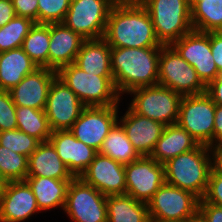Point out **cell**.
I'll return each mask as SVG.
<instances>
[{
	"instance_id": "1",
	"label": "cell",
	"mask_w": 222,
	"mask_h": 222,
	"mask_svg": "<svg viewBox=\"0 0 222 222\" xmlns=\"http://www.w3.org/2000/svg\"><path fill=\"white\" fill-rule=\"evenodd\" d=\"M104 39L110 47H162L153 23L141 4L113 5L108 16Z\"/></svg>"
},
{
	"instance_id": "2",
	"label": "cell",
	"mask_w": 222,
	"mask_h": 222,
	"mask_svg": "<svg viewBox=\"0 0 222 222\" xmlns=\"http://www.w3.org/2000/svg\"><path fill=\"white\" fill-rule=\"evenodd\" d=\"M161 47H111V70L118 93L158 85Z\"/></svg>"
},
{
	"instance_id": "3",
	"label": "cell",
	"mask_w": 222,
	"mask_h": 222,
	"mask_svg": "<svg viewBox=\"0 0 222 222\" xmlns=\"http://www.w3.org/2000/svg\"><path fill=\"white\" fill-rule=\"evenodd\" d=\"M164 168L166 183L190 191L202 199L213 169L211 147L199 144L195 149L169 159L164 163Z\"/></svg>"
},
{
	"instance_id": "4",
	"label": "cell",
	"mask_w": 222,
	"mask_h": 222,
	"mask_svg": "<svg viewBox=\"0 0 222 222\" xmlns=\"http://www.w3.org/2000/svg\"><path fill=\"white\" fill-rule=\"evenodd\" d=\"M57 77L86 107L118 105L122 99L115 87L113 77L87 73L75 63L61 67L57 71Z\"/></svg>"
},
{
	"instance_id": "5",
	"label": "cell",
	"mask_w": 222,
	"mask_h": 222,
	"mask_svg": "<svg viewBox=\"0 0 222 222\" xmlns=\"http://www.w3.org/2000/svg\"><path fill=\"white\" fill-rule=\"evenodd\" d=\"M153 23L156 38L171 45L193 30L188 0H141Z\"/></svg>"
},
{
	"instance_id": "6",
	"label": "cell",
	"mask_w": 222,
	"mask_h": 222,
	"mask_svg": "<svg viewBox=\"0 0 222 222\" xmlns=\"http://www.w3.org/2000/svg\"><path fill=\"white\" fill-rule=\"evenodd\" d=\"M127 94L133 95L129 107L135 113L165 126L177 122L182 96L172 89L155 85L136 88Z\"/></svg>"
},
{
	"instance_id": "7",
	"label": "cell",
	"mask_w": 222,
	"mask_h": 222,
	"mask_svg": "<svg viewBox=\"0 0 222 222\" xmlns=\"http://www.w3.org/2000/svg\"><path fill=\"white\" fill-rule=\"evenodd\" d=\"M158 85L168 87L181 96L206 92V85L191 66L171 45L161 47Z\"/></svg>"
},
{
	"instance_id": "8",
	"label": "cell",
	"mask_w": 222,
	"mask_h": 222,
	"mask_svg": "<svg viewBox=\"0 0 222 222\" xmlns=\"http://www.w3.org/2000/svg\"><path fill=\"white\" fill-rule=\"evenodd\" d=\"M216 104L206 93L182 96L177 124L202 145L213 147Z\"/></svg>"
},
{
	"instance_id": "9",
	"label": "cell",
	"mask_w": 222,
	"mask_h": 222,
	"mask_svg": "<svg viewBox=\"0 0 222 222\" xmlns=\"http://www.w3.org/2000/svg\"><path fill=\"white\" fill-rule=\"evenodd\" d=\"M112 6L109 0H71L62 23L85 40L104 38Z\"/></svg>"
},
{
	"instance_id": "10",
	"label": "cell",
	"mask_w": 222,
	"mask_h": 222,
	"mask_svg": "<svg viewBox=\"0 0 222 222\" xmlns=\"http://www.w3.org/2000/svg\"><path fill=\"white\" fill-rule=\"evenodd\" d=\"M200 198L164 183L147 203L150 221L189 219L199 211Z\"/></svg>"
},
{
	"instance_id": "11",
	"label": "cell",
	"mask_w": 222,
	"mask_h": 222,
	"mask_svg": "<svg viewBox=\"0 0 222 222\" xmlns=\"http://www.w3.org/2000/svg\"><path fill=\"white\" fill-rule=\"evenodd\" d=\"M107 196L75 177L68 186L64 212L73 222H107Z\"/></svg>"
},
{
	"instance_id": "12",
	"label": "cell",
	"mask_w": 222,
	"mask_h": 222,
	"mask_svg": "<svg viewBox=\"0 0 222 222\" xmlns=\"http://www.w3.org/2000/svg\"><path fill=\"white\" fill-rule=\"evenodd\" d=\"M118 105L85 107L69 129L74 137L97 152L113 126L118 122Z\"/></svg>"
},
{
	"instance_id": "13",
	"label": "cell",
	"mask_w": 222,
	"mask_h": 222,
	"mask_svg": "<svg viewBox=\"0 0 222 222\" xmlns=\"http://www.w3.org/2000/svg\"><path fill=\"white\" fill-rule=\"evenodd\" d=\"M125 177L126 194L143 203H148L166 182L164 164L150 156H141L125 165Z\"/></svg>"
},
{
	"instance_id": "14",
	"label": "cell",
	"mask_w": 222,
	"mask_h": 222,
	"mask_svg": "<svg viewBox=\"0 0 222 222\" xmlns=\"http://www.w3.org/2000/svg\"><path fill=\"white\" fill-rule=\"evenodd\" d=\"M171 46L194 67L206 86L220 75L211 53L210 32L192 30Z\"/></svg>"
},
{
	"instance_id": "15",
	"label": "cell",
	"mask_w": 222,
	"mask_h": 222,
	"mask_svg": "<svg viewBox=\"0 0 222 222\" xmlns=\"http://www.w3.org/2000/svg\"><path fill=\"white\" fill-rule=\"evenodd\" d=\"M85 107L76 94L56 76L50 85L44 110L51 130H69Z\"/></svg>"
},
{
	"instance_id": "16",
	"label": "cell",
	"mask_w": 222,
	"mask_h": 222,
	"mask_svg": "<svg viewBox=\"0 0 222 222\" xmlns=\"http://www.w3.org/2000/svg\"><path fill=\"white\" fill-rule=\"evenodd\" d=\"M80 178L103 195L126 194L125 165L99 153Z\"/></svg>"
},
{
	"instance_id": "17",
	"label": "cell",
	"mask_w": 222,
	"mask_h": 222,
	"mask_svg": "<svg viewBox=\"0 0 222 222\" xmlns=\"http://www.w3.org/2000/svg\"><path fill=\"white\" fill-rule=\"evenodd\" d=\"M57 72L46 67H38L27 74L9 92L15 106L45 110L48 91Z\"/></svg>"
},
{
	"instance_id": "18",
	"label": "cell",
	"mask_w": 222,
	"mask_h": 222,
	"mask_svg": "<svg viewBox=\"0 0 222 222\" xmlns=\"http://www.w3.org/2000/svg\"><path fill=\"white\" fill-rule=\"evenodd\" d=\"M127 138L141 156H150L165 125L135 113L130 107L118 118Z\"/></svg>"
},
{
	"instance_id": "19",
	"label": "cell",
	"mask_w": 222,
	"mask_h": 222,
	"mask_svg": "<svg viewBox=\"0 0 222 222\" xmlns=\"http://www.w3.org/2000/svg\"><path fill=\"white\" fill-rule=\"evenodd\" d=\"M48 141L74 177H80L98 153L92 147L78 141L70 130L52 131Z\"/></svg>"
},
{
	"instance_id": "20",
	"label": "cell",
	"mask_w": 222,
	"mask_h": 222,
	"mask_svg": "<svg viewBox=\"0 0 222 222\" xmlns=\"http://www.w3.org/2000/svg\"><path fill=\"white\" fill-rule=\"evenodd\" d=\"M40 212L26 181H9L0 203V222H24Z\"/></svg>"
},
{
	"instance_id": "21",
	"label": "cell",
	"mask_w": 222,
	"mask_h": 222,
	"mask_svg": "<svg viewBox=\"0 0 222 222\" xmlns=\"http://www.w3.org/2000/svg\"><path fill=\"white\" fill-rule=\"evenodd\" d=\"M84 40L63 23H50L48 68L57 72L61 67L75 63Z\"/></svg>"
},
{
	"instance_id": "22",
	"label": "cell",
	"mask_w": 222,
	"mask_h": 222,
	"mask_svg": "<svg viewBox=\"0 0 222 222\" xmlns=\"http://www.w3.org/2000/svg\"><path fill=\"white\" fill-rule=\"evenodd\" d=\"M27 177H48L61 180L75 178L49 141L41 142L28 157Z\"/></svg>"
},
{
	"instance_id": "23",
	"label": "cell",
	"mask_w": 222,
	"mask_h": 222,
	"mask_svg": "<svg viewBox=\"0 0 222 222\" xmlns=\"http://www.w3.org/2000/svg\"><path fill=\"white\" fill-rule=\"evenodd\" d=\"M198 145L188 131L175 123L165 126L150 157L164 164L171 158L195 149Z\"/></svg>"
},
{
	"instance_id": "24",
	"label": "cell",
	"mask_w": 222,
	"mask_h": 222,
	"mask_svg": "<svg viewBox=\"0 0 222 222\" xmlns=\"http://www.w3.org/2000/svg\"><path fill=\"white\" fill-rule=\"evenodd\" d=\"M111 47L104 38L84 40L75 64L87 73L113 77L111 70Z\"/></svg>"
},
{
	"instance_id": "25",
	"label": "cell",
	"mask_w": 222,
	"mask_h": 222,
	"mask_svg": "<svg viewBox=\"0 0 222 222\" xmlns=\"http://www.w3.org/2000/svg\"><path fill=\"white\" fill-rule=\"evenodd\" d=\"M38 66L19 47L0 53V90L10 91Z\"/></svg>"
},
{
	"instance_id": "26",
	"label": "cell",
	"mask_w": 222,
	"mask_h": 222,
	"mask_svg": "<svg viewBox=\"0 0 222 222\" xmlns=\"http://www.w3.org/2000/svg\"><path fill=\"white\" fill-rule=\"evenodd\" d=\"M41 211L61 208L64 210L69 183L72 180L53 179L48 177H26Z\"/></svg>"
},
{
	"instance_id": "27",
	"label": "cell",
	"mask_w": 222,
	"mask_h": 222,
	"mask_svg": "<svg viewBox=\"0 0 222 222\" xmlns=\"http://www.w3.org/2000/svg\"><path fill=\"white\" fill-rule=\"evenodd\" d=\"M107 222H150L147 203L128 194L108 195Z\"/></svg>"
},
{
	"instance_id": "28",
	"label": "cell",
	"mask_w": 222,
	"mask_h": 222,
	"mask_svg": "<svg viewBox=\"0 0 222 222\" xmlns=\"http://www.w3.org/2000/svg\"><path fill=\"white\" fill-rule=\"evenodd\" d=\"M98 153L110 157L123 165H127L141 157L127 138V135L119 122H117L110 130Z\"/></svg>"
},
{
	"instance_id": "29",
	"label": "cell",
	"mask_w": 222,
	"mask_h": 222,
	"mask_svg": "<svg viewBox=\"0 0 222 222\" xmlns=\"http://www.w3.org/2000/svg\"><path fill=\"white\" fill-rule=\"evenodd\" d=\"M17 129L40 142H47L52 130L44 110L16 106Z\"/></svg>"
},
{
	"instance_id": "30",
	"label": "cell",
	"mask_w": 222,
	"mask_h": 222,
	"mask_svg": "<svg viewBox=\"0 0 222 222\" xmlns=\"http://www.w3.org/2000/svg\"><path fill=\"white\" fill-rule=\"evenodd\" d=\"M193 30L222 31V0H202L191 8Z\"/></svg>"
},
{
	"instance_id": "31",
	"label": "cell",
	"mask_w": 222,
	"mask_h": 222,
	"mask_svg": "<svg viewBox=\"0 0 222 222\" xmlns=\"http://www.w3.org/2000/svg\"><path fill=\"white\" fill-rule=\"evenodd\" d=\"M50 24H34L21 48L38 67L48 68Z\"/></svg>"
},
{
	"instance_id": "32",
	"label": "cell",
	"mask_w": 222,
	"mask_h": 222,
	"mask_svg": "<svg viewBox=\"0 0 222 222\" xmlns=\"http://www.w3.org/2000/svg\"><path fill=\"white\" fill-rule=\"evenodd\" d=\"M35 22L31 19L15 16L5 26L0 28V53L22 46L25 37Z\"/></svg>"
},
{
	"instance_id": "33",
	"label": "cell",
	"mask_w": 222,
	"mask_h": 222,
	"mask_svg": "<svg viewBox=\"0 0 222 222\" xmlns=\"http://www.w3.org/2000/svg\"><path fill=\"white\" fill-rule=\"evenodd\" d=\"M28 157L0 145V175L8 181H25Z\"/></svg>"
},
{
	"instance_id": "34",
	"label": "cell",
	"mask_w": 222,
	"mask_h": 222,
	"mask_svg": "<svg viewBox=\"0 0 222 222\" xmlns=\"http://www.w3.org/2000/svg\"><path fill=\"white\" fill-rule=\"evenodd\" d=\"M41 142L19 129L0 132V145L13 152L29 157Z\"/></svg>"
},
{
	"instance_id": "35",
	"label": "cell",
	"mask_w": 222,
	"mask_h": 222,
	"mask_svg": "<svg viewBox=\"0 0 222 222\" xmlns=\"http://www.w3.org/2000/svg\"><path fill=\"white\" fill-rule=\"evenodd\" d=\"M71 0H38V24L62 23Z\"/></svg>"
},
{
	"instance_id": "36",
	"label": "cell",
	"mask_w": 222,
	"mask_h": 222,
	"mask_svg": "<svg viewBox=\"0 0 222 222\" xmlns=\"http://www.w3.org/2000/svg\"><path fill=\"white\" fill-rule=\"evenodd\" d=\"M17 129L16 106L9 91L0 90V132Z\"/></svg>"
},
{
	"instance_id": "37",
	"label": "cell",
	"mask_w": 222,
	"mask_h": 222,
	"mask_svg": "<svg viewBox=\"0 0 222 222\" xmlns=\"http://www.w3.org/2000/svg\"><path fill=\"white\" fill-rule=\"evenodd\" d=\"M199 203H211L222 207V175L211 170L206 193Z\"/></svg>"
},
{
	"instance_id": "38",
	"label": "cell",
	"mask_w": 222,
	"mask_h": 222,
	"mask_svg": "<svg viewBox=\"0 0 222 222\" xmlns=\"http://www.w3.org/2000/svg\"><path fill=\"white\" fill-rule=\"evenodd\" d=\"M16 16L31 19L38 24V0H12Z\"/></svg>"
},
{
	"instance_id": "39",
	"label": "cell",
	"mask_w": 222,
	"mask_h": 222,
	"mask_svg": "<svg viewBox=\"0 0 222 222\" xmlns=\"http://www.w3.org/2000/svg\"><path fill=\"white\" fill-rule=\"evenodd\" d=\"M210 47L218 73L222 74V31L210 32Z\"/></svg>"
},
{
	"instance_id": "40",
	"label": "cell",
	"mask_w": 222,
	"mask_h": 222,
	"mask_svg": "<svg viewBox=\"0 0 222 222\" xmlns=\"http://www.w3.org/2000/svg\"><path fill=\"white\" fill-rule=\"evenodd\" d=\"M199 212L208 222H222V207L211 203H199Z\"/></svg>"
},
{
	"instance_id": "41",
	"label": "cell",
	"mask_w": 222,
	"mask_h": 222,
	"mask_svg": "<svg viewBox=\"0 0 222 222\" xmlns=\"http://www.w3.org/2000/svg\"><path fill=\"white\" fill-rule=\"evenodd\" d=\"M206 93L216 105L222 106V74L206 86Z\"/></svg>"
},
{
	"instance_id": "42",
	"label": "cell",
	"mask_w": 222,
	"mask_h": 222,
	"mask_svg": "<svg viewBox=\"0 0 222 222\" xmlns=\"http://www.w3.org/2000/svg\"><path fill=\"white\" fill-rule=\"evenodd\" d=\"M16 16L12 0H0V28Z\"/></svg>"
},
{
	"instance_id": "43",
	"label": "cell",
	"mask_w": 222,
	"mask_h": 222,
	"mask_svg": "<svg viewBox=\"0 0 222 222\" xmlns=\"http://www.w3.org/2000/svg\"><path fill=\"white\" fill-rule=\"evenodd\" d=\"M222 144V106L216 105L214 115L213 146Z\"/></svg>"
},
{
	"instance_id": "44",
	"label": "cell",
	"mask_w": 222,
	"mask_h": 222,
	"mask_svg": "<svg viewBox=\"0 0 222 222\" xmlns=\"http://www.w3.org/2000/svg\"><path fill=\"white\" fill-rule=\"evenodd\" d=\"M213 168L222 175V144L211 147Z\"/></svg>"
},
{
	"instance_id": "45",
	"label": "cell",
	"mask_w": 222,
	"mask_h": 222,
	"mask_svg": "<svg viewBox=\"0 0 222 222\" xmlns=\"http://www.w3.org/2000/svg\"><path fill=\"white\" fill-rule=\"evenodd\" d=\"M9 181L0 175V203L5 194Z\"/></svg>"
},
{
	"instance_id": "46",
	"label": "cell",
	"mask_w": 222,
	"mask_h": 222,
	"mask_svg": "<svg viewBox=\"0 0 222 222\" xmlns=\"http://www.w3.org/2000/svg\"><path fill=\"white\" fill-rule=\"evenodd\" d=\"M113 5L138 4L141 0H109Z\"/></svg>"
},
{
	"instance_id": "47",
	"label": "cell",
	"mask_w": 222,
	"mask_h": 222,
	"mask_svg": "<svg viewBox=\"0 0 222 222\" xmlns=\"http://www.w3.org/2000/svg\"><path fill=\"white\" fill-rule=\"evenodd\" d=\"M189 222H208L205 217L198 211L195 215L189 218Z\"/></svg>"
},
{
	"instance_id": "48",
	"label": "cell",
	"mask_w": 222,
	"mask_h": 222,
	"mask_svg": "<svg viewBox=\"0 0 222 222\" xmlns=\"http://www.w3.org/2000/svg\"><path fill=\"white\" fill-rule=\"evenodd\" d=\"M150 222H189V219H181V220H166V221H150Z\"/></svg>"
},
{
	"instance_id": "49",
	"label": "cell",
	"mask_w": 222,
	"mask_h": 222,
	"mask_svg": "<svg viewBox=\"0 0 222 222\" xmlns=\"http://www.w3.org/2000/svg\"><path fill=\"white\" fill-rule=\"evenodd\" d=\"M199 1H202V0H188L190 9H191L196 3H198Z\"/></svg>"
}]
</instances>
